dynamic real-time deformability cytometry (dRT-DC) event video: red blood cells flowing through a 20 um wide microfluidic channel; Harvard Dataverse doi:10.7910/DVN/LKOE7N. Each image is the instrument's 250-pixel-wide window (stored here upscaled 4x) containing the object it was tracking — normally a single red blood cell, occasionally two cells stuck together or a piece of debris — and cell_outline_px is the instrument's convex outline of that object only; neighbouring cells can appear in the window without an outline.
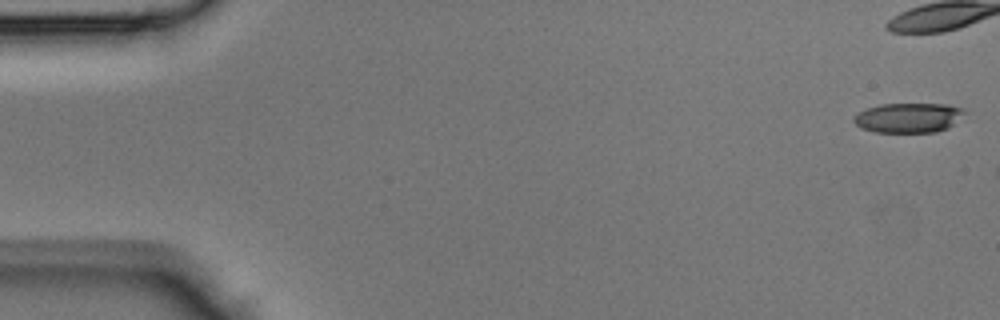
{"species": "Egyptian fruit bat (a non-hibernating species)", "species_latin": "Rousettus aegyptiacus", "temperature_condition": "room temperature", "stored_images_in_passage": 7, "camera_frame_rate_fps": 3000, "um_per_image_px": 0.085, "animal": {"sex": "male"}, "frame": {"image": 1, "passage_image": 1, "time_ms": 0.0, "image_size_px": [1000, 320], "cell_outline_px": [[964, 112], [948, 128], [936, 132], [876, 132], [864, 128], [856, 124], [852, 120], [860, 112], [868, 108], [880, 104], [948, 104], [964, 108]], "centroid_in_image_um": [77.23, 10.0], "position_along_channel_um": 7.8, "area_um2": 18.84}}